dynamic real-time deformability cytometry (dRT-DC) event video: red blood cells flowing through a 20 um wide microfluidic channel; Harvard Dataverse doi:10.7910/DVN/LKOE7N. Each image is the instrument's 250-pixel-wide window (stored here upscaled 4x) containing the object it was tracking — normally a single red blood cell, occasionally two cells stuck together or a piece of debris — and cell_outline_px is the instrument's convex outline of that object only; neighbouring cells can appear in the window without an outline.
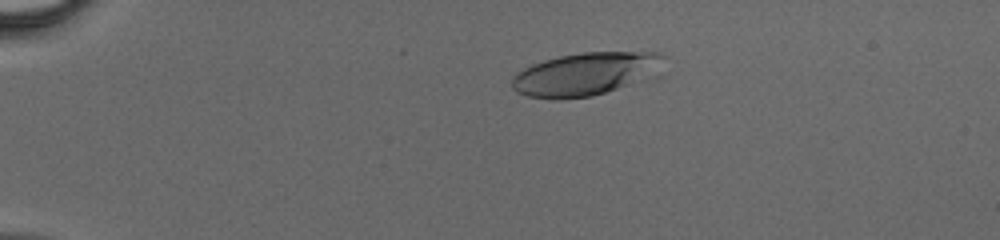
{"species": "human", "species_latin": "Homo sapiens", "temperature_condition": "cold", "stored_images_in_passage": 33, "camera_frame_rate_fps": 3000, "um_per_image_px": 0.085, "donor": {"sex": "male"}, "frame": {"image": 1, "passage_image": 5, "time_ms": 1.333, "image_size_px": [1000, 240], "cell_outline_px": [[668, 56], [636, 80], [628, 84], [592, 96], [560, 100], [552, 100], [528, 96], [516, 92], [512, 88], [512, 76], [516, 72], [532, 64], [544, 60], [560, 56], [584, 52], [660, 52]], "centroid_in_image_um": [49.56, 6.29], "position_along_channel_um": 35.4, "area_um2": 36.93}}
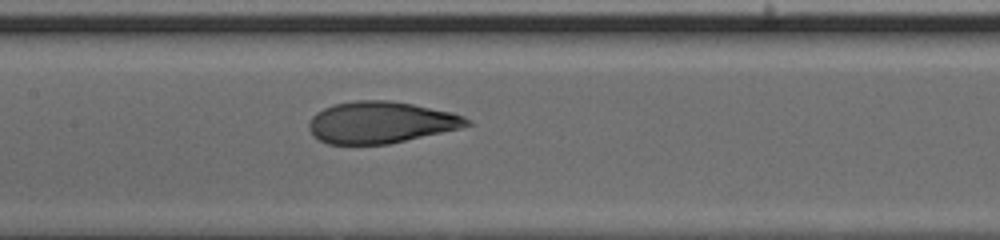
{"frame": {"image": 2, "passage_image": 19, "time_ms": 6.0, "image_size_px": [1000, 240], "cell_outline_px": [[472, 124], [460, 128], [388, 144], [328, 144], [312, 136], [308, 128], [308, 124], [312, 116], [316, 112], [332, 104], [356, 100], [388, 100], [412, 104], [452, 112], [464, 116], [472, 120]], "centroid_in_image_um": [32.34, 10.4], "position_along_channel_um": 175.1, "area_um2": 38.44}}
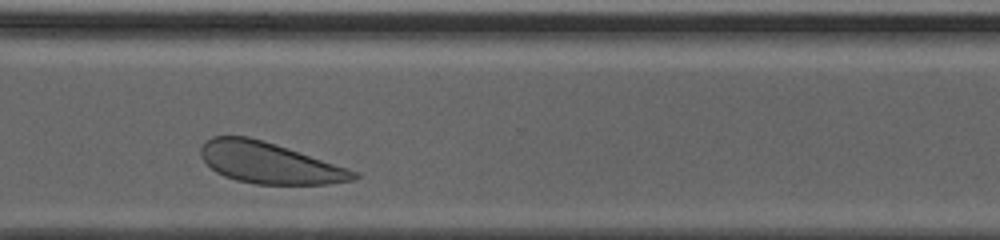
{"frame": {"image": 3, "passage_image": 30, "time_ms": 9.667, "image_size_px": [1000, 240], "cell_outline_px": [[360, 176], [356, 180], [328, 184], [256, 184], [236, 180], [224, 176], [216, 172], [200, 156], [200, 148], [212, 136], [248, 136], [276, 144], [360, 172]], "centroid_in_image_um": [22.93, 13.85], "position_along_channel_um": 347.7, "area_um2": 36.53}}